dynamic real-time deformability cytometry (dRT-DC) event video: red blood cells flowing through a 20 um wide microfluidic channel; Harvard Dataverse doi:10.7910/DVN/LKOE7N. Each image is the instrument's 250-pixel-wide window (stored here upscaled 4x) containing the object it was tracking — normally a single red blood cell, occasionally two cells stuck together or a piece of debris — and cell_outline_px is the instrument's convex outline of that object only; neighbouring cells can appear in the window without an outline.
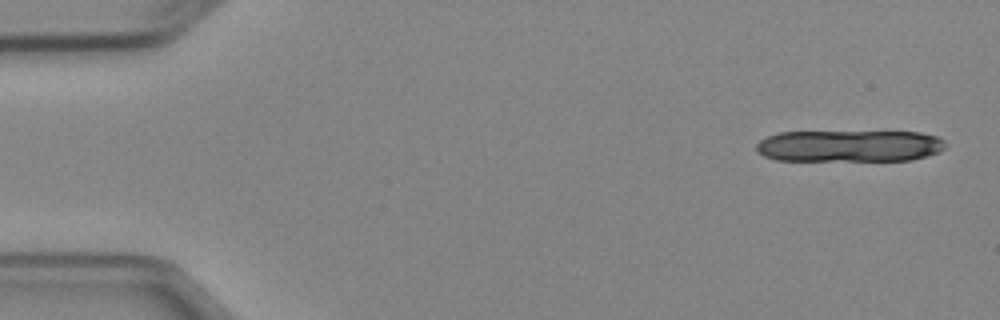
{"species": "Egyptian fruit bat (a non-hibernating species)", "species_latin": "Rousettus aegyptiacus", "temperature_condition": "cold", "stored_images_in_passage": 7, "camera_frame_rate_fps": 3000, "um_per_image_px": 0.085, "animal": {"sex": "female"}, "frame": {"image": 1, "passage_image": 1, "time_ms": 0.0, "image_size_px": [1000, 320], "cell_outline_px": [[948, 144], [944, 148], [928, 156], [912, 160], [776, 160], [764, 156], [756, 148], [756, 144], [760, 140], [768, 136], [780, 132], [920, 132], [936, 136], [944, 140]], "centroid_in_image_um": [72.22, 12.4], "position_along_channel_um": 12.8, "area_um2": 34.97}}
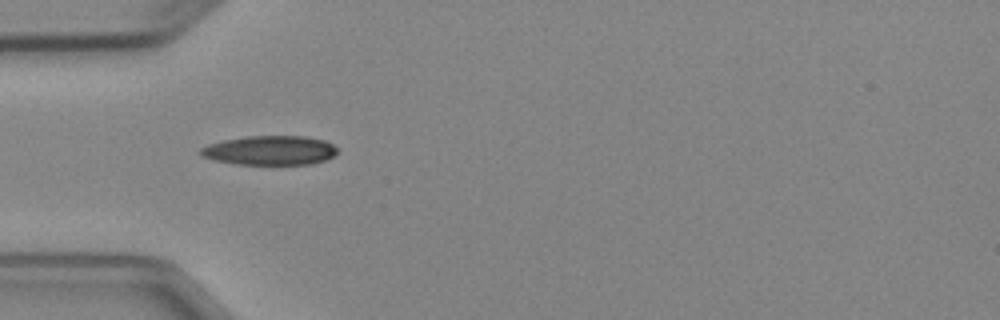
{"frame": {"image": 2, "passage_image": 5, "time_ms": 4.667, "image_size_px": [1000, 320], "cell_outline_px": [[336, 152], [332, 156], [324, 160], [312, 164], [236, 164], [216, 160], [204, 156], [200, 152], [200, 148], [208, 144], [224, 140], [248, 136], [304, 136], [324, 140], [332, 144], [336, 148]], "centroid_in_image_um": [22.95, 12.77], "position_along_channel_um": 62.1, "area_um2": 23.06}}
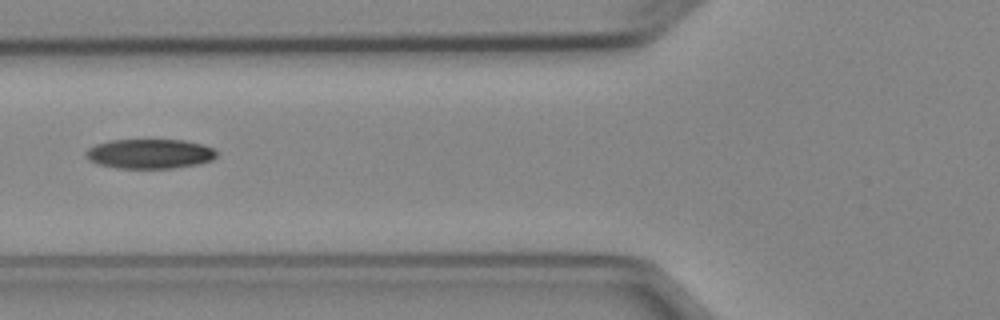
{"frame": {"image": 3, "passage_image": 6, "time_ms": 6.0, "image_size_px": [1000, 320], "cell_outline_px": [[216, 156], [212, 160], [196, 164], [172, 168], [116, 168], [96, 164], [88, 160], [84, 156], [84, 152], [88, 148], [96, 144], [108, 140], [184, 140], [204, 144], [212, 148], [216, 152]], "centroid_in_image_um": [12.67, 13.07], "position_along_channel_um": 113.1, "area_um2": 22.72}}